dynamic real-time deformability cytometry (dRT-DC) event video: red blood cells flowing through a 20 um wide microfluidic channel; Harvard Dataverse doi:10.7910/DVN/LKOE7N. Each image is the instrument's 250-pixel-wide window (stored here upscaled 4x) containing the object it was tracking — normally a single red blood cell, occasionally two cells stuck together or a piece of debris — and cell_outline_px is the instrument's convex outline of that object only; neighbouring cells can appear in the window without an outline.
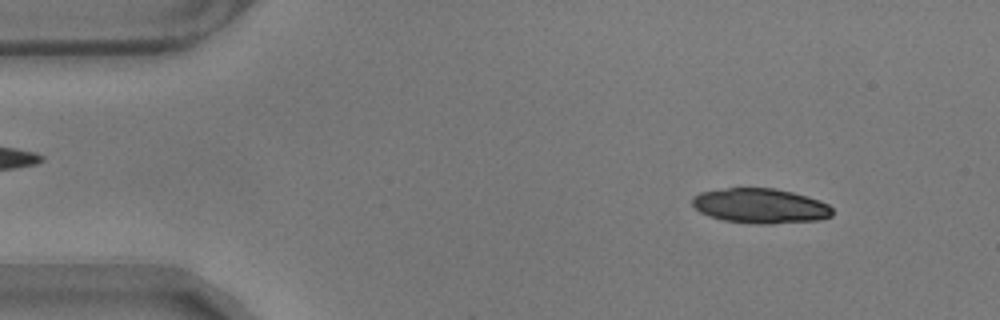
{"species": "common noctule bat (a hibernating species)", "species_latin": "Nyctalus noctula", "temperature_condition": "warm", "stored_images_in_passage": 56, "camera_frame_rate_fps": 3000, "um_per_image_px": 0.085, "animal": {"sex": "male", "body_mass_g": 17.9}, "frame": {"image": 1, "passage_image": 6, "time_ms": 1.667, "image_size_px": [1000, 320], "cell_outline_px": [[832, 216], [820, 220], [772, 224], [752, 224], [724, 220], [708, 216], [700, 212], [692, 204], [692, 196], [700, 192], [728, 188], [776, 188], [792, 192], [820, 200], [828, 204], [832, 208]], "centroid_in_image_um": [64.63, 17.51], "position_along_channel_um": 20.4, "area_um2": 28.67}}